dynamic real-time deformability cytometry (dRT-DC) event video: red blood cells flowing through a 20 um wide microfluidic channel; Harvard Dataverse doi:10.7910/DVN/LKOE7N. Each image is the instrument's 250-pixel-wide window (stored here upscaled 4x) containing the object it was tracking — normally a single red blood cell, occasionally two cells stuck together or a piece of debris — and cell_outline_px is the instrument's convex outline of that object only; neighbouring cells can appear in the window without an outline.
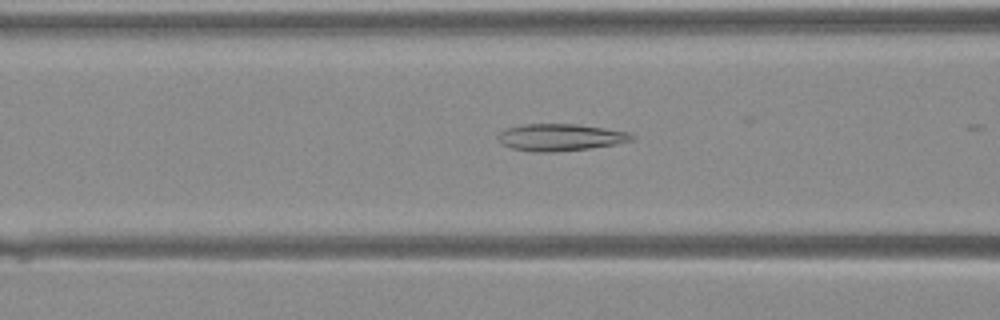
{"species": "Egyptian fruit bat (a non-hibernating species)", "species_latin": "Rousettus aegyptiacus", "temperature_condition": "warm", "stored_images_in_passage": 10, "camera_frame_rate_fps": 3000, "um_per_image_px": 0.085, "animal": {"sex": "female"}, "frame": {"image": 1, "passage_image": 8, "time_ms": 2.333, "image_size_px": [1000, 320], "cell_outline_px": [[636, 136], [632, 140], [616, 144], [588, 148], [552, 152], [536, 152], [512, 148], [500, 144], [496, 140], [496, 136], [500, 132], [508, 128], [524, 124], [576, 124], [604, 128], [628, 132]], "centroid_in_image_um": [47.59, 11.67], "position_along_channel_um": 119.0, "area_um2": 20.98}}